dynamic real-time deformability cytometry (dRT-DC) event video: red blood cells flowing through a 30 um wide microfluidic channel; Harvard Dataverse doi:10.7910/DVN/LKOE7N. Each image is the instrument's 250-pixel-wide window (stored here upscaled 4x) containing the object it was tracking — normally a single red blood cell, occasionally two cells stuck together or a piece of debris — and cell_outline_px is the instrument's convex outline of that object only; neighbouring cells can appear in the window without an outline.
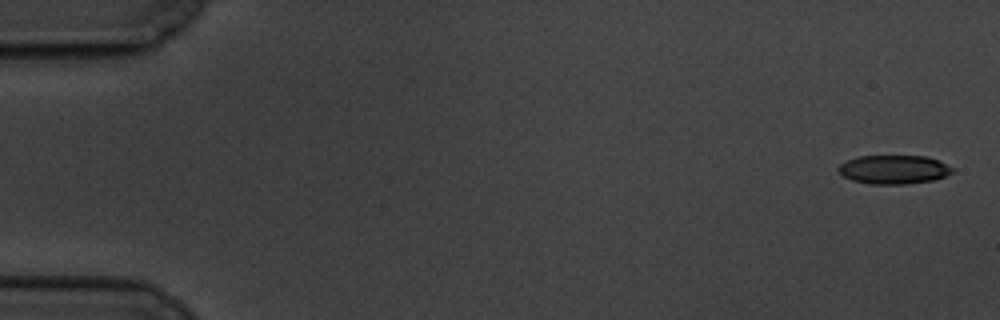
{"species": "common noctule bat (a hibernating species)", "species_latin": "Nyctalus noctula", "temperature_condition": "cold", "stored_images_in_passage": 6, "camera_frame_rate_fps": 3000, "um_per_image_px": 0.085, "animal": {"sex": "male", "body_mass_g": 19.5, "forearm_length_mm": 54.6}, "frame": {"image": 1, "passage_image": 1, "time_ms": 0.0, "image_size_px": [1000, 320], "cell_outline_px": [[956, 168], [952, 172], [944, 176], [932, 180], [904, 184], [872, 184], [852, 180], [844, 176], [836, 168], [840, 164], [856, 156], [924, 156], [936, 160]], "centroid_in_image_um": [75.96, 14.4], "position_along_channel_um": 9.0, "area_um2": 18.96}}
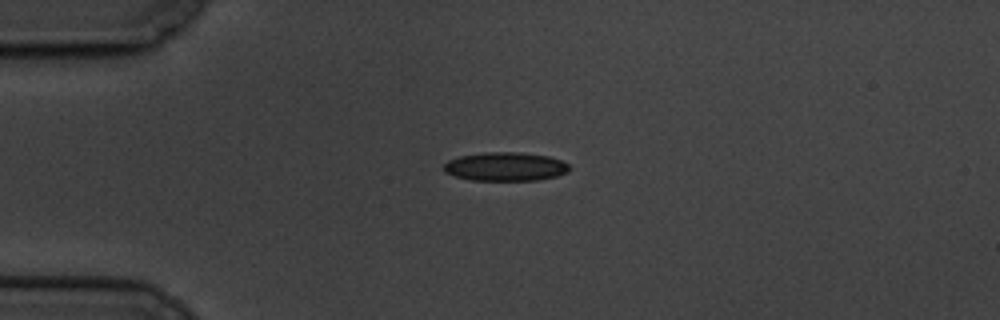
{"frame": {"image": 2, "passage_image": 4, "time_ms": 4.333, "image_size_px": [1000, 320], "cell_outline_px": [[572, 168], [568, 172], [556, 176], [536, 180], [472, 180], [456, 176], [444, 172], [444, 164], [448, 160], [460, 156], [484, 152], [516, 152], [548, 156], [560, 160], [568, 164]], "centroid_in_image_um": [42.97, 14.16], "position_along_channel_um": 42.0, "area_um2": 20.92}}
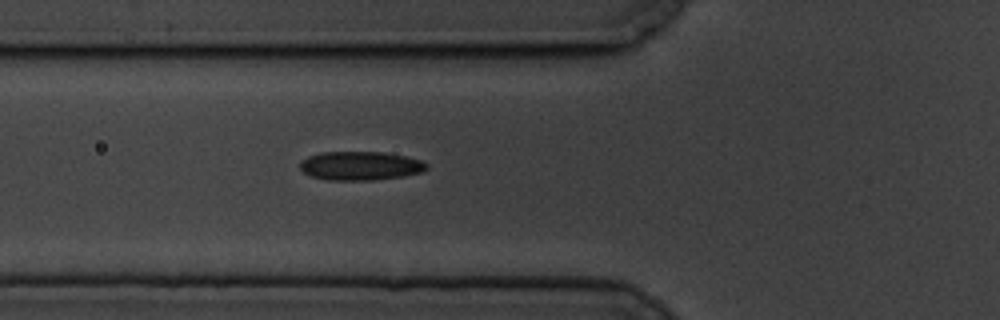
{"frame": {"image": 3, "passage_image": 6, "time_ms": 6.667, "image_size_px": [1000, 320], "cell_outline_px": [[428, 168], [420, 172], [404, 176], [372, 180], [328, 180], [312, 176], [304, 172], [300, 168], [300, 164], [308, 156], [320, 152], [384, 152], [404, 156], [420, 160], [428, 164]], "centroid_in_image_um": [30.64, 14.09], "position_along_channel_um": 95.2, "area_um2": 21.1}}